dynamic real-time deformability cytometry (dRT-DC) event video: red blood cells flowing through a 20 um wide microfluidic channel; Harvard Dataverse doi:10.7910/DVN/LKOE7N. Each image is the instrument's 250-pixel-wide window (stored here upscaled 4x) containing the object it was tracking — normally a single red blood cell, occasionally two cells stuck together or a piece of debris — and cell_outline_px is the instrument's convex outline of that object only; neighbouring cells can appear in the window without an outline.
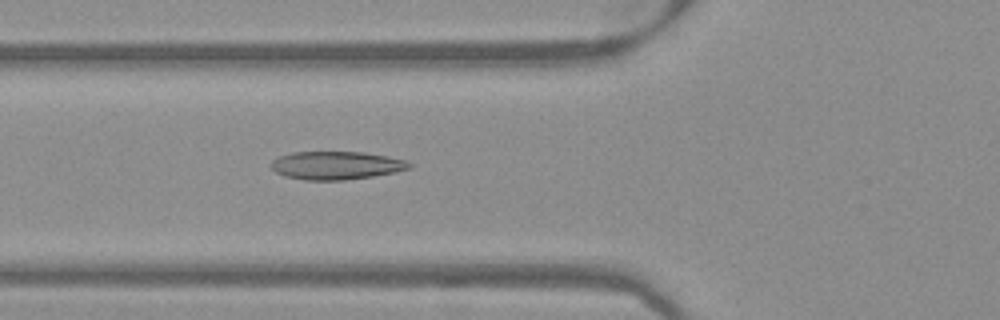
{"species": "Egyptian fruit bat (a non-hibernating species)", "species_latin": "Rousettus aegyptiacus", "temperature_condition": "warm", "stored_images_in_passage": 49, "camera_frame_rate_fps": 3000, "um_per_image_px": 0.085, "frame": {"image": 1, "passage_image": 17, "time_ms": 5.333, "image_size_px": [1000, 320], "cell_outline_px": [[412, 168], [396, 172], [372, 176], [344, 180], [304, 180], [284, 176], [276, 172], [272, 168], [272, 160], [280, 156], [292, 152], [364, 152], [388, 156], [408, 160], [412, 164]], "centroid_in_image_um": [28.63, 14.06], "position_along_channel_um": 97.2, "area_um2": 22.77}}
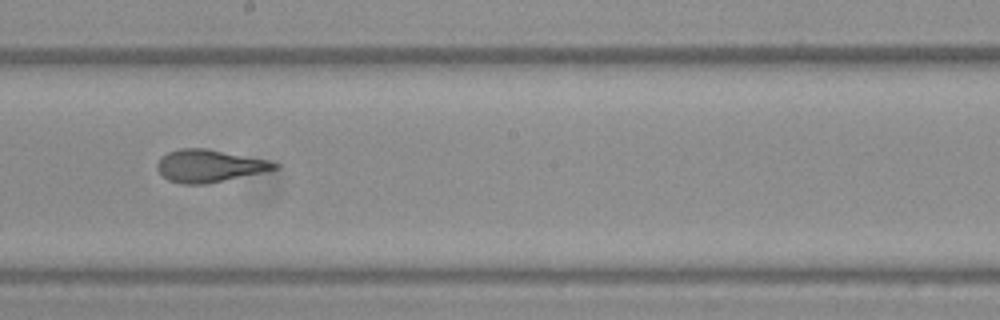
{"frame": {"image": 2, "passage_image": 27, "time_ms": 8.667, "image_size_px": [1000, 320], "cell_outline_px": [[280, 164], [276, 168], [260, 172], [208, 184], [180, 184], [168, 180], [156, 168], [156, 164], [160, 156], [168, 152], [180, 148], [208, 148], [268, 160]], "centroid_in_image_um": [17.73, 14.09], "position_along_channel_um": 230.5, "area_um2": 22.14}}
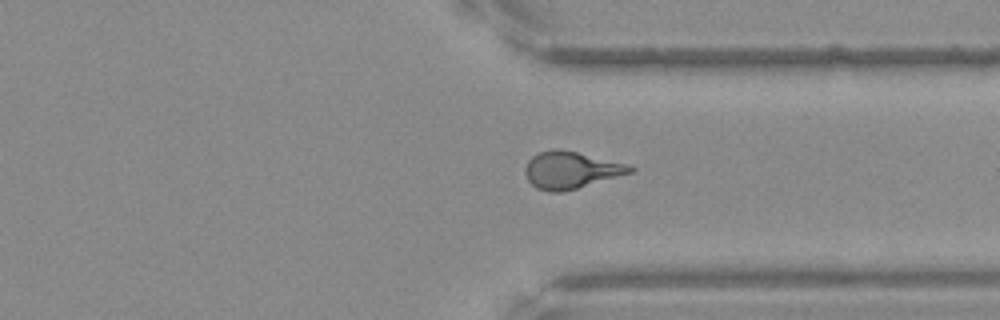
{"frame": {"image": 3, "passage_image": 37, "time_ms": 12.0, "image_size_px": [1000, 320], "cell_outline_px": [[636, 168], [632, 172], [576, 188], [560, 192], [548, 192], [536, 188], [528, 180], [524, 172], [524, 168], [528, 160], [532, 156], [540, 152], [552, 148], [560, 148], [624, 164]], "centroid_in_image_um": [48.44, 14.45], "position_along_channel_um": 363.0, "area_um2": 22.25}}